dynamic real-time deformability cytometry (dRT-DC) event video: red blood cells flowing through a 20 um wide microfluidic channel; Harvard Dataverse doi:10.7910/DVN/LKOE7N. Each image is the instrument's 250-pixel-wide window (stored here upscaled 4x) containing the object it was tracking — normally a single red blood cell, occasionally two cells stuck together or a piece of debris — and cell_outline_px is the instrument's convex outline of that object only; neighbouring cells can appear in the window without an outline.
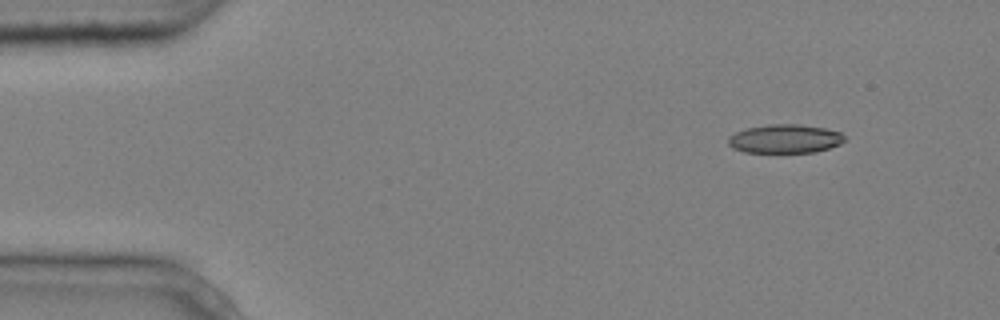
{"species": "common noctule bat (a hibernating species)", "species_latin": "Nyctalus noctula", "temperature_condition": "cold", "stored_images_in_passage": 9, "camera_frame_rate_fps": 3000, "um_per_image_px": 0.085, "animal": {"sex": "male", "body_mass_g": 20.4}, "frame": {"image": 1, "passage_image": 1, "time_ms": 0.0, "image_size_px": [1000, 320], "cell_outline_px": [[844, 140], [840, 144], [816, 152], [744, 152], [732, 148], [728, 144], [728, 136], [744, 128], [768, 124], [800, 124], [824, 128], [840, 132], [844, 136]], "centroid_in_image_um": [66.68, 11.79], "position_along_channel_um": 18.3, "area_um2": 19.54}}
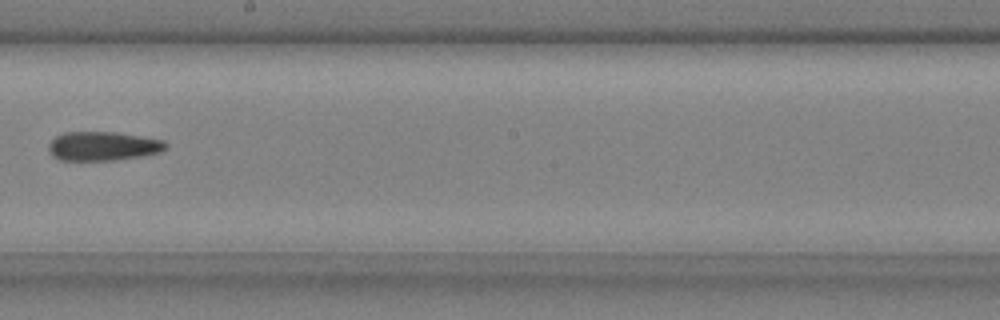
{"frame": {"image": 2, "passage_image": 8, "time_ms": 2.333, "image_size_px": [1000, 320], "cell_outline_px": [[168, 148], [160, 152], [144, 156], [116, 160], [60, 160], [52, 156], [48, 148], [48, 144], [56, 136], [64, 132], [116, 132], [164, 140], [168, 144]], "centroid_in_image_um": [8.78, 12.42], "position_along_channel_um": 239.4, "area_um2": 20.0}}
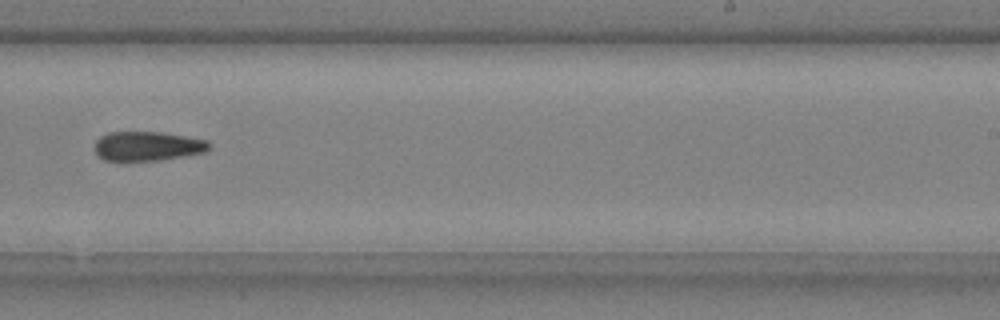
{"frame": {"image": 3, "passage_image": 9, "time_ms": 2.667, "image_size_px": [1000, 320], "cell_outline_px": [[212, 144], [204, 152], [184, 156], [160, 160], [104, 160], [96, 152], [96, 140], [100, 136], [108, 132], [164, 132], [208, 140]], "centroid_in_image_um": [12.57, 12.4], "position_along_channel_um": 276.4, "area_um2": 19.48}}